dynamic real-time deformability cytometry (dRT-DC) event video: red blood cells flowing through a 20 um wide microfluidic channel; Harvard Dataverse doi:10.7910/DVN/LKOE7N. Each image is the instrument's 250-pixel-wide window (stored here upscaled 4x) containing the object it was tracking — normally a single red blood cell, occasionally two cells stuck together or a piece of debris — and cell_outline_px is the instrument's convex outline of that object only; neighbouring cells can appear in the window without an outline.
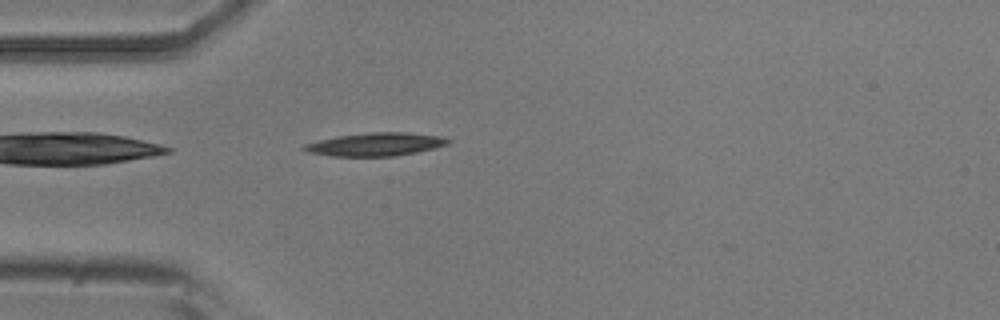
{"species": "common noctule bat (a hibernating species)", "species_latin": "Nyctalus noctula", "temperature_condition": "room temperature", "stored_images_in_passage": 2, "camera_frame_rate_fps": 3000, "um_per_image_px": 0.085, "animal": {"sex": "male", "body_mass_g": 20.5, "forearm_length_mm": 52.5}, "frame": {"image": 1, "passage_image": 1, "time_ms": 0.0, "image_size_px": [1000, 320], "cell_outline_px": [[452, 140], [448, 144], [416, 152], [396, 156], [332, 156], [308, 152], [300, 148], [304, 144], [336, 136], [372, 132], [404, 132], [440, 136]], "centroid_in_image_um": [31.9, 12.27], "position_along_channel_um": 53.1, "area_um2": 19.31}}